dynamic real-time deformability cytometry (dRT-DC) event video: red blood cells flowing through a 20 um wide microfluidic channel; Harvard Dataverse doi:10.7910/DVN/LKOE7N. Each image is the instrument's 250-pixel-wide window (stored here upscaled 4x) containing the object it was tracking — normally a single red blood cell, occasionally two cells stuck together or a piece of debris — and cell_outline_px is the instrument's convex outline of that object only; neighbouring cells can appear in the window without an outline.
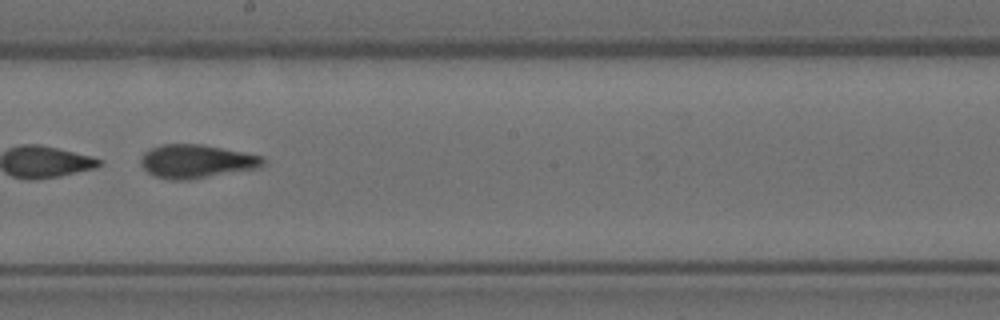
{"species": "Egyptian fruit bat (a non-hibernating species)", "species_latin": "Rousettus aegyptiacus", "temperature_condition": "room temperature", "stored_images_in_passage": 7, "camera_frame_rate_fps": 3000, "um_per_image_px": 0.085, "animal": {"sex": "female"}, "frame": {"image": 1, "passage_image": 5, "time_ms": 1.333, "image_size_px": [1000, 320], "cell_outline_px": [[264, 164], [260, 168], [188, 180], [168, 180], [156, 176], [148, 172], [140, 164], [140, 160], [144, 152], [152, 148], [164, 144], [200, 144], [244, 152], [264, 156]], "centroid_in_image_um": [16.71, 13.72], "position_along_channel_um": 231.5, "area_um2": 23.93}}
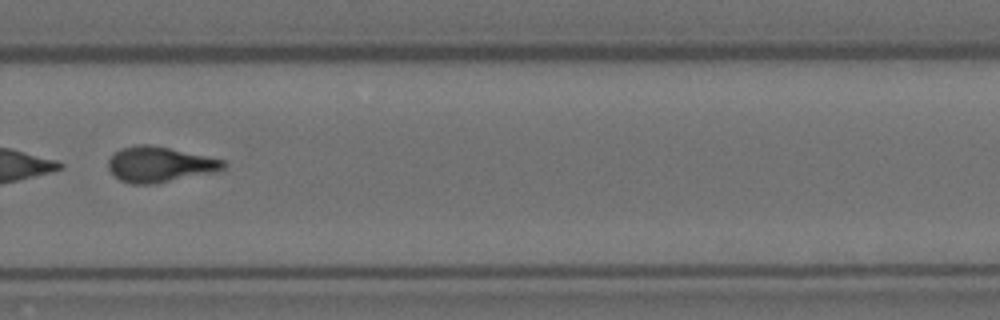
{"frame": {"image": 2, "passage_image": 7, "time_ms": 2.0, "image_size_px": [1000, 320], "cell_outline_px": [[228, 164], [220, 172], [156, 184], [132, 184], [120, 180], [108, 168], [108, 160], [120, 148], [136, 144], [152, 144], [224, 160]], "centroid_in_image_um": [13.62, 13.98], "position_along_channel_um": 316.2, "area_um2": 24.16}}